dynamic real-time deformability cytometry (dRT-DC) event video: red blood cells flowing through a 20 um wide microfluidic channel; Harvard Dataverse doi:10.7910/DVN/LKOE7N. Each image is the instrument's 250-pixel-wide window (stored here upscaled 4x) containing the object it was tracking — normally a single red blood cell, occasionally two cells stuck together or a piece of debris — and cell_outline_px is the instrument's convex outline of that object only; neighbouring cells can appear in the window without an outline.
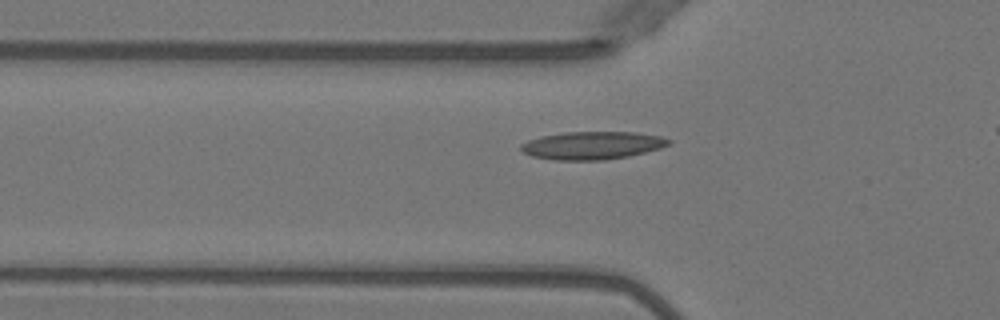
{"species": "Egyptian fruit bat (a non-hibernating species)", "species_latin": "Rousettus aegyptiacus", "temperature_condition": "warm", "stored_images_in_passage": 37, "camera_frame_rate_fps": 3000, "um_per_image_px": 0.085, "animal": {"sex": "female"}, "frame": {"image": 1, "passage_image": 10, "time_ms": 3.0, "image_size_px": [1000, 320], "cell_outline_px": [[672, 140], [668, 144], [660, 148], [628, 156], [604, 160], [556, 160], [532, 156], [524, 152], [520, 148], [520, 144], [528, 140], [540, 136], [564, 132], [636, 132], [660, 136]], "centroid_in_image_um": [50.32, 12.35], "position_along_channel_um": 75.5, "area_um2": 23.93}}
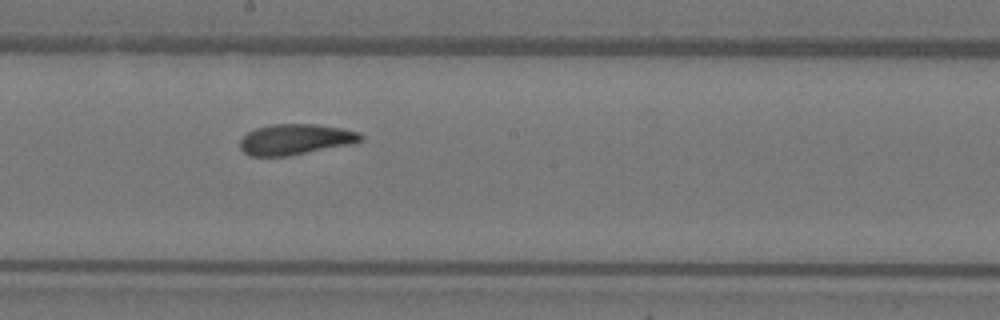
{"frame": {"image": 2, "passage_image": 21, "time_ms": 6.667, "image_size_px": [1000, 320], "cell_outline_px": [[364, 140], [352, 144], [288, 156], [248, 156], [240, 148], [240, 140], [248, 132], [256, 128], [272, 124], [316, 124], [340, 128], [360, 132], [364, 136]], "centroid_in_image_um": [25.13, 11.85], "position_along_channel_um": 223.1, "area_um2": 21.68}}
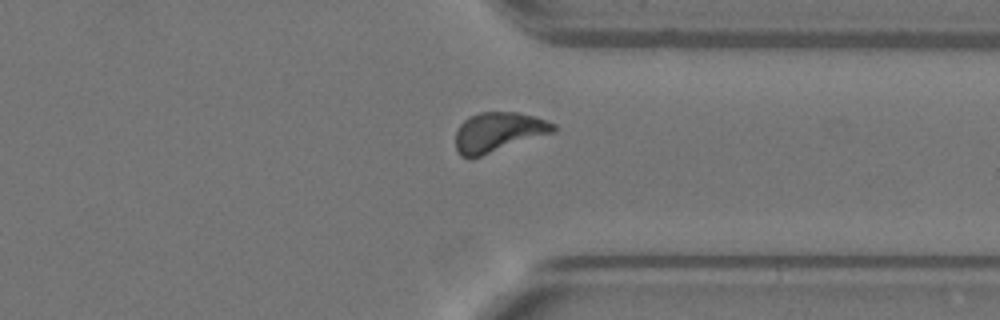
{"frame": {"image": 3, "passage_image": 32, "time_ms": 10.333, "image_size_px": [1000, 320], "cell_outline_px": [[556, 132], [480, 156], [460, 156], [456, 148], [456, 128], [468, 116], [480, 112], [516, 112], [532, 116], [556, 124]], "centroid_in_image_um": [42.36, 11.21], "position_along_channel_um": 369.0, "area_um2": 22.43}}